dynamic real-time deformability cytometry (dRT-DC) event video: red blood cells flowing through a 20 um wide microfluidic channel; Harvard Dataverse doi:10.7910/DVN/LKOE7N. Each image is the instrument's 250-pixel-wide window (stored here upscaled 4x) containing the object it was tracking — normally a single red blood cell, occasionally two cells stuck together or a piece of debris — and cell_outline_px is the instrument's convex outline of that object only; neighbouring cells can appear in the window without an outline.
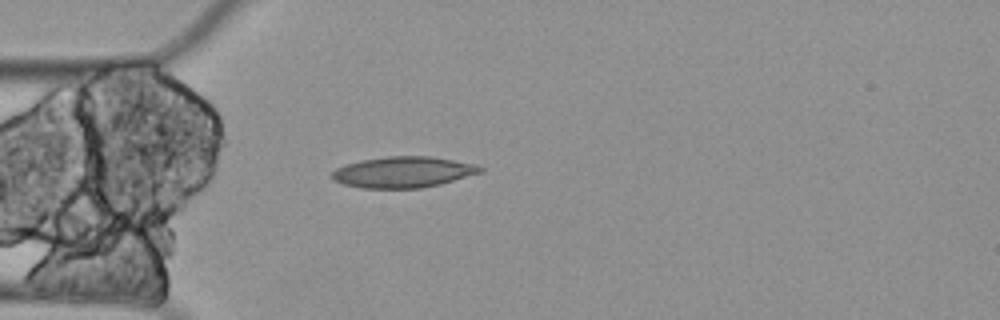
{"species": "Egyptian fruit bat (a non-hibernating species)", "species_latin": "Rousettus aegyptiacus", "temperature_condition": "cold", "stored_images_in_passage": 5, "camera_frame_rate_fps": 3000, "um_per_image_px": 0.085, "animal": {"sex": "female"}, "frame": {"image": 1, "passage_image": 5, "time_ms": 1.333, "image_size_px": [1000, 320], "cell_outline_px": [[484, 172], [440, 184], [420, 188], [360, 188], [344, 184], [332, 180], [328, 176], [336, 168], [344, 164], [360, 160], [384, 156], [432, 156], [476, 164], [484, 168]], "centroid_in_image_um": [34.25, 14.62], "position_along_channel_um": 50.8, "area_um2": 27.17}}